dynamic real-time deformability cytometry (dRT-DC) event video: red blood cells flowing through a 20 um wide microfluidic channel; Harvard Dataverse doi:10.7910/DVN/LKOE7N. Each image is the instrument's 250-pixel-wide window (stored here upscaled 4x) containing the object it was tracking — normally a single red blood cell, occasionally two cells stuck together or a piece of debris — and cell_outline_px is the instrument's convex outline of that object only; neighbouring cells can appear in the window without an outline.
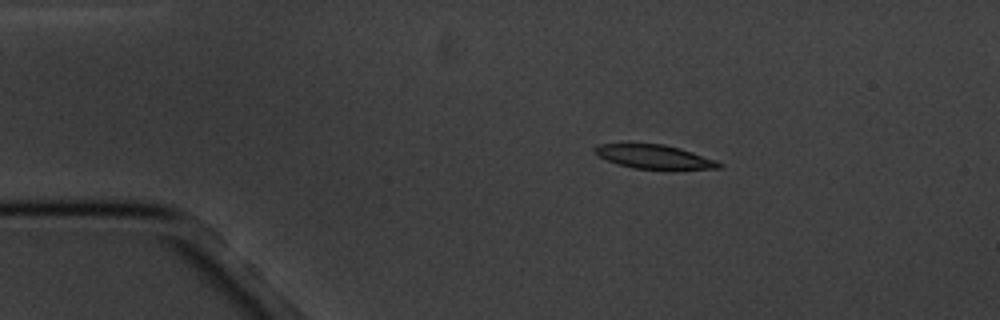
{"species": "common noctule bat (a hibernating species)", "species_latin": "Nyctalus noctula", "temperature_condition": "cold", "stored_images_in_passage": 5, "camera_frame_rate_fps": 3000, "um_per_image_px": 0.085, "animal": {"sex": "male", "body_mass_g": 20.1, "forearm_length_mm": 53.5}, "frame": {"image": 1, "passage_image": 2, "time_ms": 1.333, "image_size_px": [1000, 320], "cell_outline_px": [[724, 164], [720, 168], [632, 168], [616, 164], [596, 156], [592, 148], [596, 144], [664, 144], [680, 148], [716, 160]], "centroid_in_image_um": [55.52, 13.31], "position_along_channel_um": 29.5, "area_um2": 17.05}}
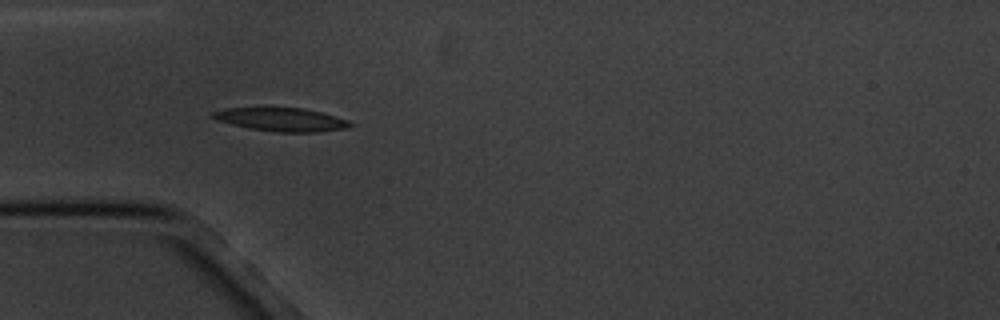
{"frame": {"image": 2, "passage_image": 4, "time_ms": 3.667, "image_size_px": [1000, 320], "cell_outline_px": [[356, 124], [348, 128], [316, 132], [276, 132], [248, 128], [232, 124], [220, 120], [212, 116], [208, 112], [224, 108], [304, 108], [320, 112], [348, 120]], "centroid_in_image_um": [23.94, 10.16], "position_along_channel_um": 61.1, "area_um2": 18.67}}
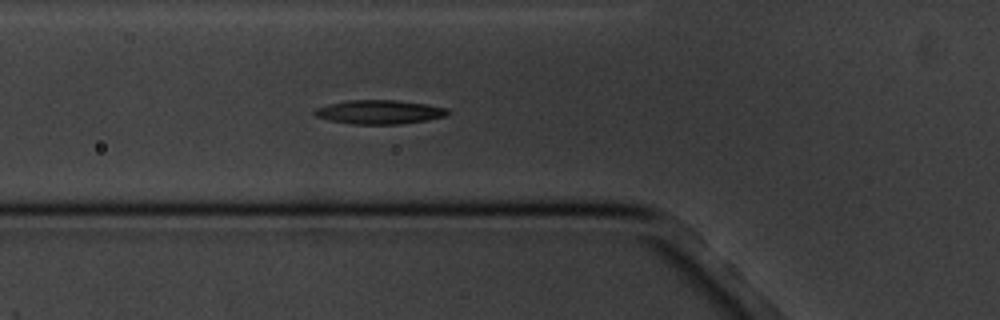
{"frame": {"image": 3, "passage_image": 5, "time_ms": 4.667, "image_size_px": [1000, 320], "cell_outline_px": [[452, 112], [448, 116], [400, 124], [352, 124], [328, 120], [316, 116], [312, 112], [316, 108], [328, 104], [348, 100], [396, 100], [428, 104], [448, 108]], "centroid_in_image_um": [32.28, 9.52], "position_along_channel_um": 93.5, "area_um2": 18.73}}